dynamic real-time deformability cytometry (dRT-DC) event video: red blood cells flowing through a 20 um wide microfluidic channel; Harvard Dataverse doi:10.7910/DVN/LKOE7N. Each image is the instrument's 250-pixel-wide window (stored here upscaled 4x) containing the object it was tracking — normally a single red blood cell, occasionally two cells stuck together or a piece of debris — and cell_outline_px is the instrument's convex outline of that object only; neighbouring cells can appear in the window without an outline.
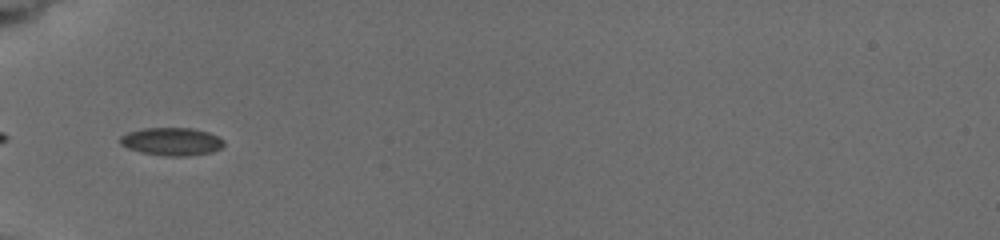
{"species": "common noctule bat (a hibernating species)", "species_latin": "Nyctalus noctula", "temperature_condition": "cold", "stored_images_in_passage": 9, "segment_of_instrument_passage": [2, 2], "camera_frame_rate_fps": 3000, "um_per_image_px": 0.085, "animal": {"sex": "female", "body_mass_g": 19.5, "forearm_length_mm": 54.1}, "frame": {"image": 1, "passage_image": 8, "time_ms": 7.0, "image_size_px": [1000, 240], "cell_outline_px": [[224, 144], [220, 148], [212, 152], [188, 156], [164, 156], [140, 152], [128, 148], [120, 144], [120, 136], [128, 132], [144, 128], [192, 128], [208, 132], [224, 140]], "centroid_in_image_um": [14.58, 12.03], "position_along_channel_um": 70.4, "area_um2": 16.88}}